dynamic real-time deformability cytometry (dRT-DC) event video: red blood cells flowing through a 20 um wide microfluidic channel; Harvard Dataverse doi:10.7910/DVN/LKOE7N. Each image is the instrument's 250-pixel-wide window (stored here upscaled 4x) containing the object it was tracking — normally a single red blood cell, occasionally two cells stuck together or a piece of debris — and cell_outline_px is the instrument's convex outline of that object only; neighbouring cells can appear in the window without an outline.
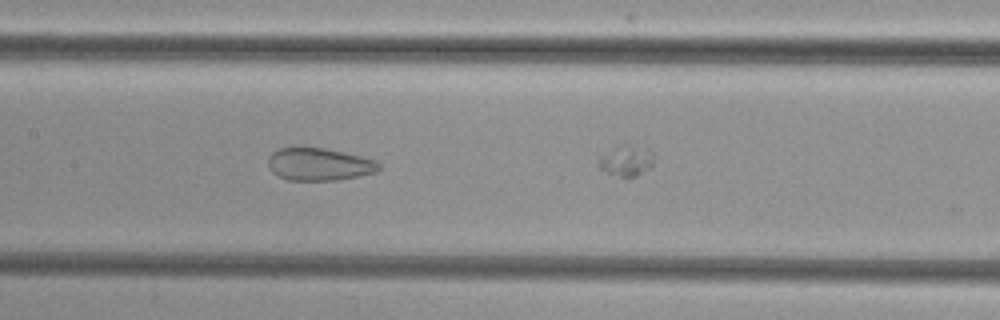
{"species": "common noctule bat (a hibernating species)", "species_latin": "Nyctalus noctula", "temperature_condition": "cold", "stored_images_in_passage": 9, "camera_frame_rate_fps": 3000, "um_per_image_px": 0.085, "animal": {"sex": "female", "body_mass_g": 29.2, "forearm_length_mm": 56.3}, "frame": {"image": 1, "passage_image": 8, "time_ms": 2.333, "image_size_px": [1000, 320], "cell_outline_px": [[380, 168], [376, 172], [336, 180], [288, 180], [272, 172], [268, 168], [268, 156], [272, 152], [280, 148], [324, 148], [344, 152], [376, 160], [380, 164]], "centroid_in_image_um": [27.11, 13.96], "position_along_channel_um": 180.3, "area_um2": 20.87}}